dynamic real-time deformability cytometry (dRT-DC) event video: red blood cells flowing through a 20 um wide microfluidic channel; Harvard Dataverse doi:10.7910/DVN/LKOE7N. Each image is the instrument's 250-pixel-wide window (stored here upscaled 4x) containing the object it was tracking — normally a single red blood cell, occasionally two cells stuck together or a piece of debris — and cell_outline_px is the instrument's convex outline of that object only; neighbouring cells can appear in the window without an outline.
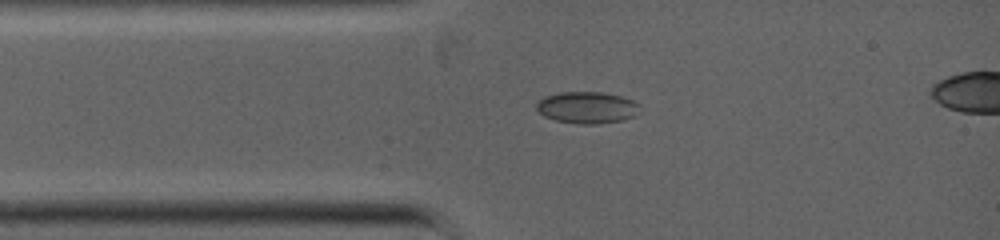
{"species": "common noctule bat (a hibernating species)", "species_latin": "Nyctalus noctula", "temperature_condition": "warm", "stored_images_in_passage": 50, "camera_frame_rate_fps": 5000, "um_per_image_px": 0.085, "animal": {"sex": "female", "body_mass_g": 19.0, "forearm_length_mm": 53.3}, "frame": {"image": 1, "passage_image": 1, "time_ms": 0.0, "image_size_px": [1000, 240], "cell_outline_px": [[640, 112], [636, 116], [624, 120], [596, 124], [580, 124], [556, 120], [544, 116], [536, 108], [536, 104], [544, 96], [560, 92], [604, 92], [620, 96], [632, 100], [640, 104]], "centroid_in_image_um": [49.94, 9.14], "position_along_channel_um": 35.1, "area_um2": 19.25}}
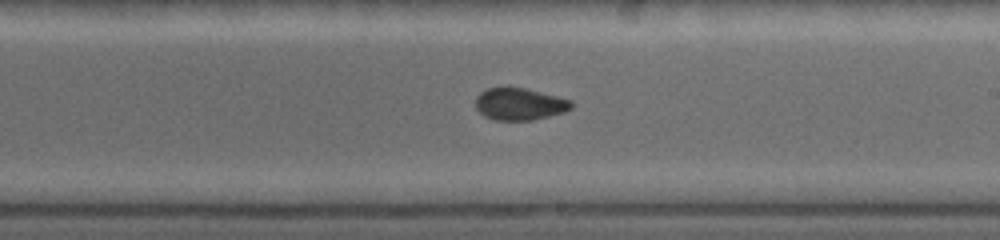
{"frame": {"image": 2, "passage_image": 23, "time_ms": 4.4, "image_size_px": [1000, 240], "cell_outline_px": [[572, 108], [564, 112], [532, 120], [492, 120], [484, 116], [476, 108], [476, 96], [480, 92], [488, 88], [508, 84], [572, 100]], "centroid_in_image_um": [44.12, 8.81], "position_along_channel_um": 244.9, "area_um2": 18.26}}
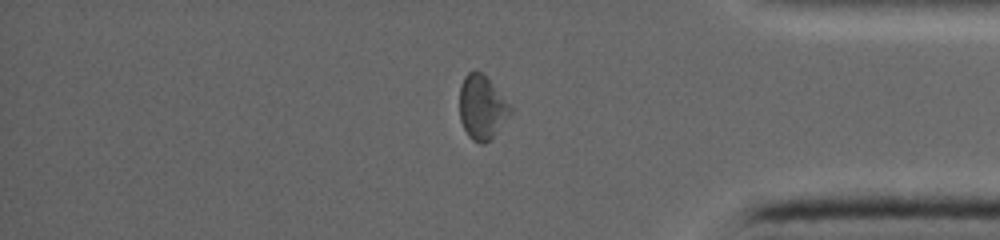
{"frame": {"image": 3, "passage_image": 42, "time_ms": 7.8, "image_size_px": [1000, 240], "cell_outline_px": [[512, 112], [492, 136], [484, 144], [480, 144], [472, 140], [468, 136], [460, 120], [460, 84], [464, 76], [468, 72], [480, 72], [492, 84], [512, 108]], "centroid_in_image_um": [40.93, 9.14], "position_along_channel_um": 394.3, "area_um2": 18.44}}